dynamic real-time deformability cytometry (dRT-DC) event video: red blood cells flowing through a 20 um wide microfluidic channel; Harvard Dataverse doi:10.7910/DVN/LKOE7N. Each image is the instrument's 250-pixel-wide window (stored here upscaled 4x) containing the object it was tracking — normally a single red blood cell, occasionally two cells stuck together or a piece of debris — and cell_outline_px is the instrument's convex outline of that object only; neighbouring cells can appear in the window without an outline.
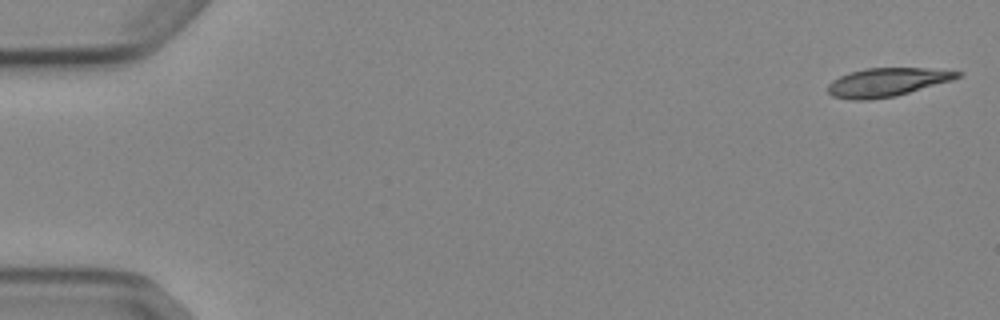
{"species": "Egyptian fruit bat (a non-hibernating species)", "species_latin": "Rousettus aegyptiacus", "temperature_condition": "cold", "stored_images_in_passage": 5, "camera_frame_rate_fps": 3000, "um_per_image_px": 0.085, "animal": {"sex": "female"}, "frame": {"image": 1, "passage_image": 1, "time_ms": 0.0, "image_size_px": [1000, 320], "cell_outline_px": [[964, 76], [952, 80], [896, 96], [868, 100], [848, 100], [832, 96], [828, 92], [828, 84], [832, 80], [848, 72], [864, 68], [928, 68], [964, 72]], "centroid_in_image_um": [75.4, 6.98], "position_along_channel_um": 9.6, "area_um2": 21.79}}
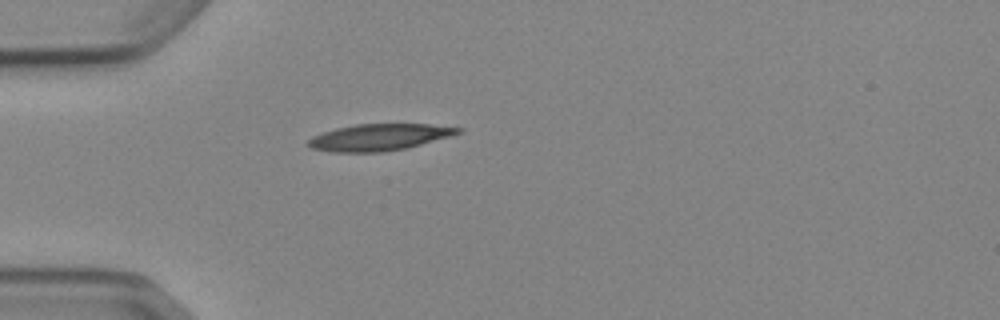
{"frame": {"image": 2, "passage_image": 5, "time_ms": 4.667, "image_size_px": [1000, 320], "cell_outline_px": [[464, 132], [452, 136], [408, 148], [384, 152], [332, 152], [312, 148], [304, 144], [312, 136], [336, 128], [356, 124], [428, 124], [464, 128]], "centroid_in_image_um": [32.27, 11.67], "position_along_channel_um": 52.7, "area_um2": 23.52}}